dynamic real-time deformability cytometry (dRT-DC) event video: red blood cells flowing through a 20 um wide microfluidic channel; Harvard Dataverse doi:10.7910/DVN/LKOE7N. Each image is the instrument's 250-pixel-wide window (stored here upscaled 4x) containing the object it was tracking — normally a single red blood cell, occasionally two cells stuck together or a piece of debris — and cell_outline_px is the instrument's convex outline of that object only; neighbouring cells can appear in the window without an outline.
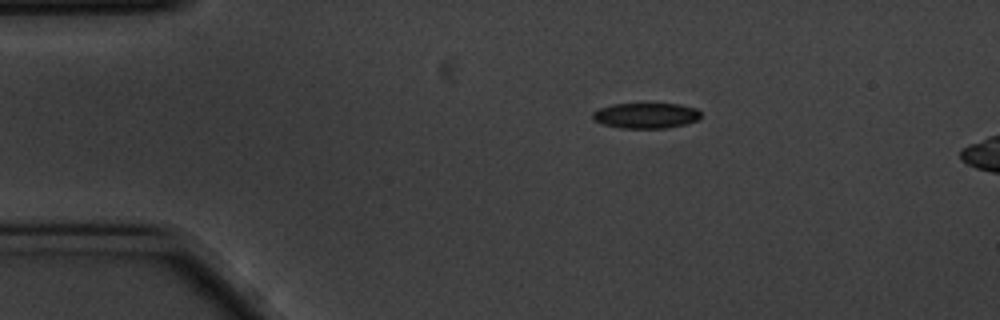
{"species": "common noctule bat (a hibernating species)", "species_latin": "Nyctalus noctula", "temperature_condition": "cold", "stored_images_in_passage": 6, "camera_frame_rate_fps": 3000, "um_per_image_px": 0.085, "animal": {"sex": "male", "body_mass_g": 20.1, "forearm_length_mm": 53.5}, "frame": {"image": 1, "passage_image": 1, "time_ms": 0.0, "image_size_px": [1000, 320], "cell_outline_px": [[700, 116], [696, 120], [684, 124], [664, 128], [620, 128], [604, 124], [596, 120], [592, 116], [592, 112], [600, 108], [612, 104], [680, 104], [696, 108], [700, 112]], "centroid_in_image_um": [54.9, 9.82], "position_along_channel_um": 30.1, "area_um2": 15.84}}